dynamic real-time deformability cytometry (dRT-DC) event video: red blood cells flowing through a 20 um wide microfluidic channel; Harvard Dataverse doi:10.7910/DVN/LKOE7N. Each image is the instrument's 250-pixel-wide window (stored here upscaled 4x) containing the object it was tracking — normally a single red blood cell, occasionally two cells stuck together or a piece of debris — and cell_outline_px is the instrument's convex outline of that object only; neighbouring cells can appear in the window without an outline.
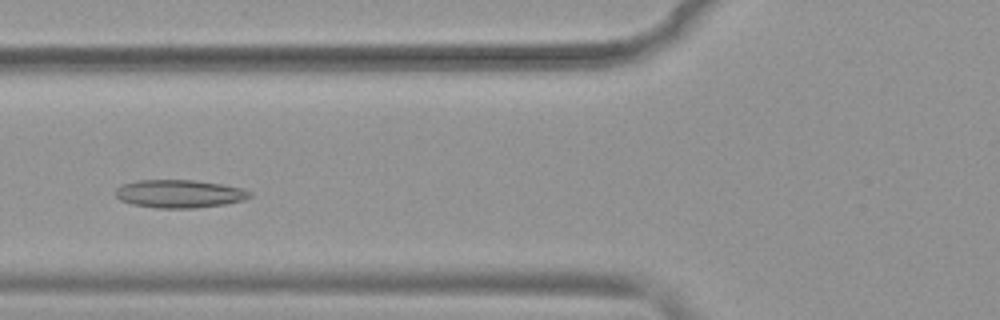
{"species": "common noctule bat (a hibernating species)", "species_latin": "Nyctalus noctula", "temperature_condition": "warm", "stored_images_in_passage": 47, "camera_frame_rate_fps": 3000, "um_per_image_px": 0.085, "animal": {"sex": "female", "body_mass_g": 19.9}, "frame": {"image": 1, "passage_image": 15, "time_ms": 4.667, "image_size_px": [1000, 320], "cell_outline_px": [[252, 196], [244, 200], [224, 204], [196, 208], [156, 208], [132, 204], [120, 200], [116, 196], [116, 188], [120, 184], [136, 180], [192, 180], [220, 184], [240, 188], [252, 192]], "centroid_in_image_um": [15.22, 16.47], "position_along_channel_um": 110.6, "area_um2": 21.96}}
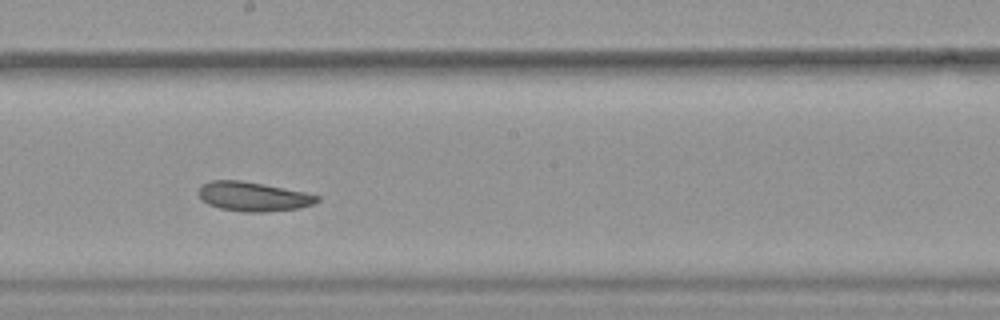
{"frame": {"image": 2, "passage_image": 24, "time_ms": 7.667, "image_size_px": [1000, 320], "cell_outline_px": [[320, 200], [312, 204], [300, 208], [264, 212], [244, 212], [220, 208], [208, 204], [200, 200], [196, 192], [204, 184], [212, 180], [240, 180], [264, 184], [304, 192], [320, 196]], "centroid_in_image_um": [21.49, 16.71], "position_along_channel_um": 226.7, "area_um2": 20.29}}
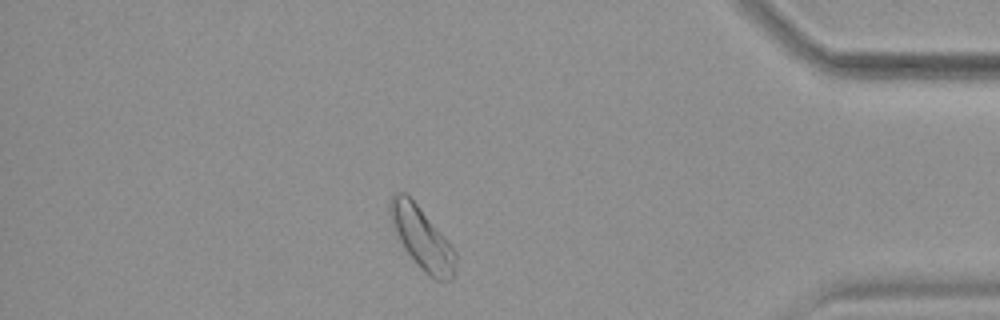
{"frame": {"image": 3, "passage_image": 40, "time_ms": 13.0, "image_size_px": [1000, 320], "cell_outline_px": [[456, 260], [452, 280], [436, 280], [428, 276], [416, 264], [404, 248], [388, 216], [388, 204], [392, 196], [396, 192], [404, 192], [416, 204], [448, 240], [456, 252]], "centroid_in_image_um": [35.85, 20.25], "position_along_channel_um": 399.3, "area_um2": 23.47}}